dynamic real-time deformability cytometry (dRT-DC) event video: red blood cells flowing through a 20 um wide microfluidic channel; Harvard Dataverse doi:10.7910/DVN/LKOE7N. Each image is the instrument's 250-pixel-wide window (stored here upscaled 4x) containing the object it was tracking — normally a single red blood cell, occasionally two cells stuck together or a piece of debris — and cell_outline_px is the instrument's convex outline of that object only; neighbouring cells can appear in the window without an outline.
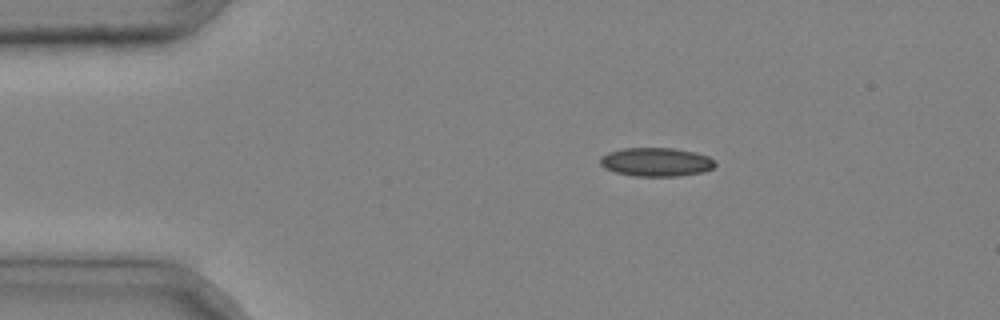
{"species": "common noctule bat (a hibernating species)", "species_latin": "Nyctalus noctula", "temperature_condition": "cold", "stored_images_in_passage": 4, "camera_frame_rate_fps": 3000, "um_per_image_px": 0.085, "animal": {"sex": "male", "body_mass_g": 20.4}, "frame": {"image": 1, "passage_image": 1, "time_ms": 0.0, "image_size_px": [1000, 320], "cell_outline_px": [[716, 164], [712, 168], [704, 172], [680, 176], [632, 176], [616, 172], [604, 168], [600, 164], [600, 156], [608, 152], [624, 148], [672, 148], [696, 152], [708, 156]], "centroid_in_image_um": [55.76, 13.77], "position_along_channel_um": 29.2, "area_um2": 19.31}}
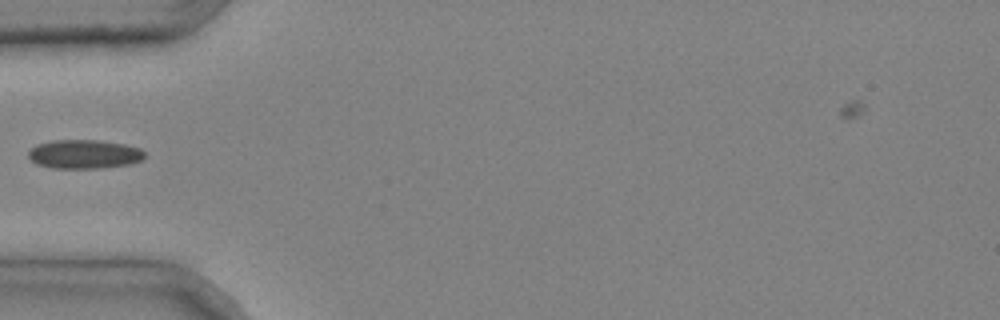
{"frame": {"image": 2, "passage_image": 3, "time_ms": 0.667, "image_size_px": [1000, 320], "cell_outline_px": [[144, 156], [140, 160], [128, 164], [100, 168], [52, 168], [36, 164], [28, 156], [28, 148], [36, 144], [52, 140], [96, 140], [124, 144], [140, 148], [144, 152]], "centroid_in_image_um": [7.09, 13.1], "position_along_channel_um": 77.9, "area_um2": 19.59}}